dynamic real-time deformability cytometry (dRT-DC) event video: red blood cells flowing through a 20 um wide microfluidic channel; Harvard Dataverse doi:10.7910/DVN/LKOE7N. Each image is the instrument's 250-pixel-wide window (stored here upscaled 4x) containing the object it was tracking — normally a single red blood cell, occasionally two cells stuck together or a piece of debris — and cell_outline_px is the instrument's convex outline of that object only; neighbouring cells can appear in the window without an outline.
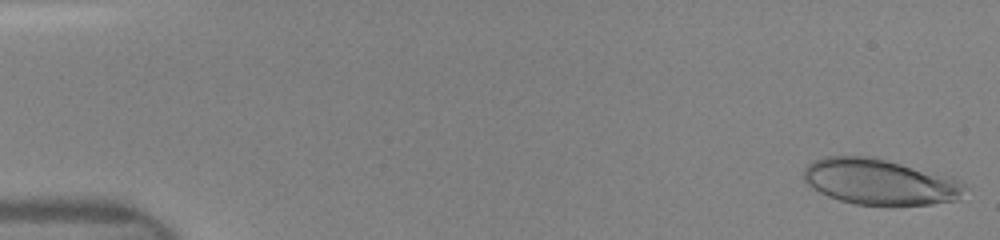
{"species": "human", "species_latin": "Homo sapiens", "temperature_condition": "room temperature", "stored_images_in_passage": 39, "camera_frame_rate_fps": 3000, "um_per_image_px": 0.085, "donor": {"sex": "female"}, "frame": {"image": 1, "passage_image": 1, "time_ms": 0.0, "image_size_px": [1000, 240], "cell_outline_px": [[968, 188], [960, 200], [932, 204], [856, 204], [840, 200], [828, 196], [812, 188], [804, 180], [804, 168], [812, 160], [824, 156], [868, 156], [900, 164], [956, 180], [964, 184]], "centroid_in_image_um": [74.73, 15.46], "position_along_channel_um": 10.3, "area_um2": 42.19}}
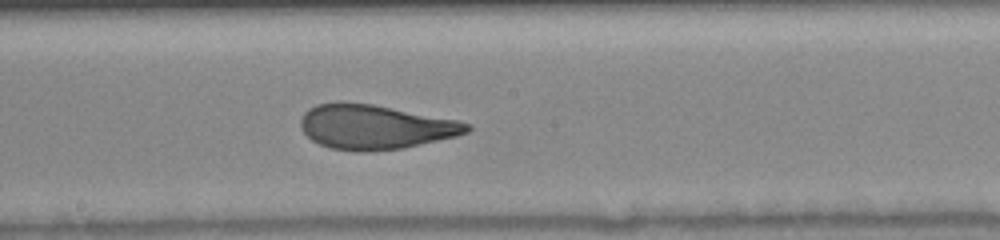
{"frame": {"image": 2, "passage_image": 26, "time_ms": 8.333, "image_size_px": [1000, 240], "cell_outline_px": [[472, 128], [468, 132], [456, 136], [404, 148], [368, 152], [356, 152], [332, 148], [320, 144], [312, 140], [300, 128], [300, 120], [304, 112], [308, 108], [316, 104], [340, 100], [372, 104], [460, 120], [472, 124]], "centroid_in_image_um": [31.87, 10.77], "position_along_channel_um": 216.3, "area_um2": 43.7}}
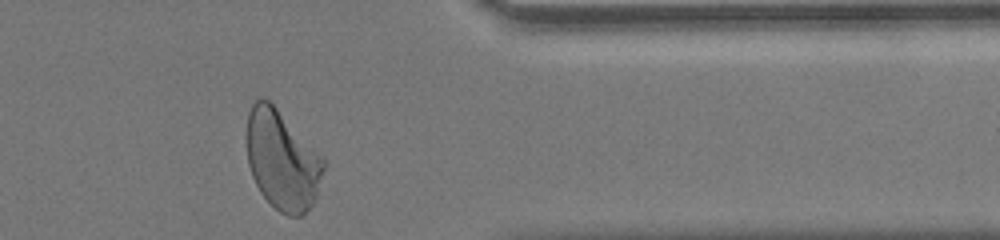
{"frame": {"image": 3, "passage_image": 39, "time_ms": 12.667, "image_size_px": [1000, 240], "cell_outline_px": [[324, 168], [316, 200], [300, 216], [288, 216], [280, 212], [260, 192], [252, 176], [248, 164], [248, 112], [252, 104], [256, 100], [268, 100], [276, 108], [324, 160]], "centroid_in_image_um": [23.98, 13.66], "position_along_channel_um": 387.4, "area_um2": 43.29}}